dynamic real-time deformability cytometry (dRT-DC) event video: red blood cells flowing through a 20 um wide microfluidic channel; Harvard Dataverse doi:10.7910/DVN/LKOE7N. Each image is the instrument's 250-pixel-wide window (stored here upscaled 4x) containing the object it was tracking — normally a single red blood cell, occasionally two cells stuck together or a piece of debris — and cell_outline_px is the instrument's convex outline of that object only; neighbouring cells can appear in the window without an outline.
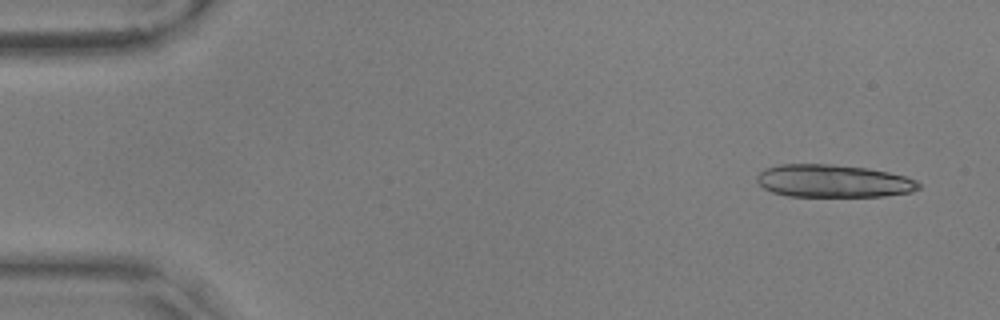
{"species": "common noctule bat (a hibernating species)", "species_latin": "Nyctalus noctula", "temperature_condition": "warm", "stored_images_in_passage": 14, "camera_frame_rate_fps": 3000, "um_per_image_px": 0.085, "animal": {"sex": "male", "body_mass_g": 17.9, "forearm_length_mm": 54.2}, "frame": {"image": 1, "passage_image": 1, "time_ms": 0.0, "image_size_px": [1000, 320], "cell_outline_px": [[920, 188], [912, 192], [884, 196], [788, 196], [772, 192], [764, 188], [756, 180], [756, 176], [764, 168], [780, 164], [832, 164], [864, 168], [888, 172], [904, 176], [916, 180], [920, 184]], "centroid_in_image_um": [70.81, 15.39], "position_along_channel_um": 14.2, "area_um2": 30.81}}